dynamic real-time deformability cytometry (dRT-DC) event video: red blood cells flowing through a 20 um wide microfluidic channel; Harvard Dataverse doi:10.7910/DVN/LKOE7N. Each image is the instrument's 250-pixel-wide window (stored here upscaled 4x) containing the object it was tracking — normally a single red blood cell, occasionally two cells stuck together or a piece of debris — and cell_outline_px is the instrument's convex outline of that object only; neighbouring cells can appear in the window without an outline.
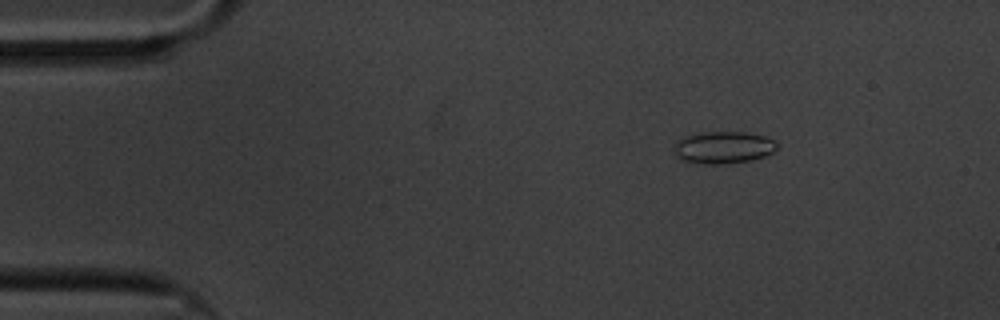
{"species": "common noctule bat (a hibernating species)", "species_latin": "Nyctalus noctula", "temperature_condition": "cold", "stored_images_in_passage": 60, "camera_frame_rate_fps": 3000, "um_per_image_px": 0.085, "animal": {"sex": "male", "body_mass_g": 20.1, "forearm_length_mm": 53.5}, "frame": {"image": 1, "passage_image": 9, "time_ms": 2.667, "image_size_px": [1000, 320], "cell_outline_px": [[776, 148], [772, 152], [764, 156], [752, 160], [728, 164], [704, 164], [684, 160], [676, 156], [676, 144], [684, 136], [704, 132], [744, 132], [764, 136], [772, 140], [776, 144]], "centroid_in_image_um": [61.5, 12.54], "position_along_channel_um": 23.5, "area_um2": 18.96}}
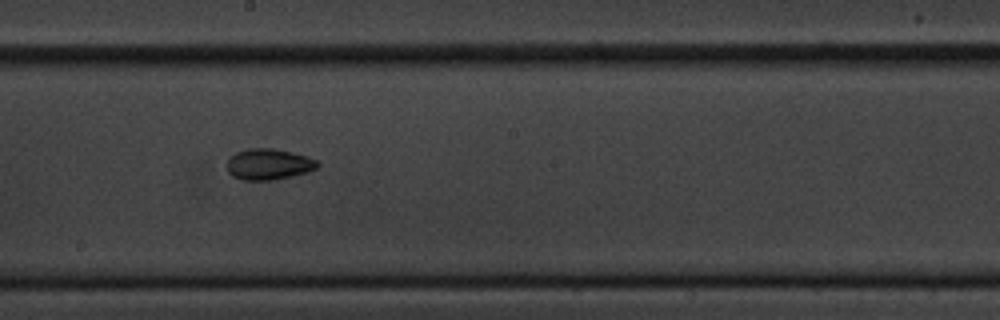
{"frame": {"image": 2, "passage_image": 33, "time_ms": 10.667, "image_size_px": [1000, 320], "cell_outline_px": [[320, 164], [316, 168], [308, 172], [292, 176], [272, 180], [240, 180], [232, 176], [228, 172], [228, 160], [236, 152], [248, 148], [272, 148], [292, 152], [308, 156], [316, 160]], "centroid_in_image_um": [22.85, 13.96], "position_along_channel_um": 225.4, "area_um2": 16.42}}
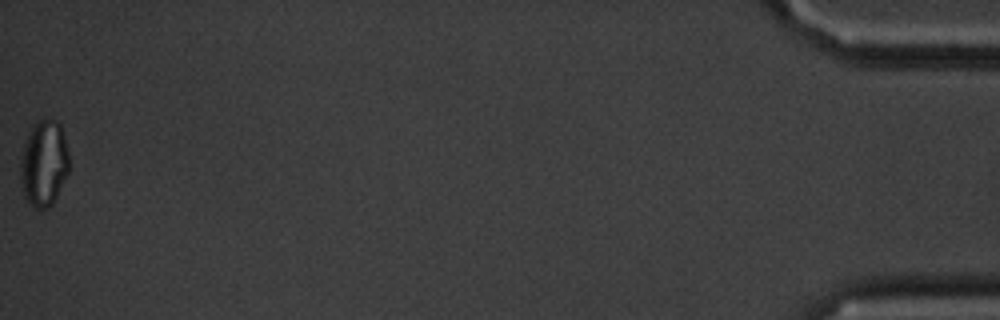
{"frame": {"image": 3, "passage_image": 60, "time_ms": 19.667, "image_size_px": [1000, 320], "cell_outline_px": [[68, 172], [52, 204], [48, 208], [36, 208], [28, 204], [24, 196], [20, 180], [20, 160], [24, 144], [32, 124], [36, 120], [56, 120], [60, 124], [64, 136], [68, 152]], "centroid_in_image_um": [3.7, 13.88], "position_along_channel_um": 431.5, "area_um2": 24.39}, "authors_computed_cell_mechanics": {"area_um2": 17.7446, "velocity_mm_per_s": 3.37, "shape_relaxation_time_tau1_ms": 4.5434, "shape_relaxation_time_tau2_ms": 6.3936, "deformation_change_tau1": 0.0702, "deformation_change_tau2": 0.1014}}